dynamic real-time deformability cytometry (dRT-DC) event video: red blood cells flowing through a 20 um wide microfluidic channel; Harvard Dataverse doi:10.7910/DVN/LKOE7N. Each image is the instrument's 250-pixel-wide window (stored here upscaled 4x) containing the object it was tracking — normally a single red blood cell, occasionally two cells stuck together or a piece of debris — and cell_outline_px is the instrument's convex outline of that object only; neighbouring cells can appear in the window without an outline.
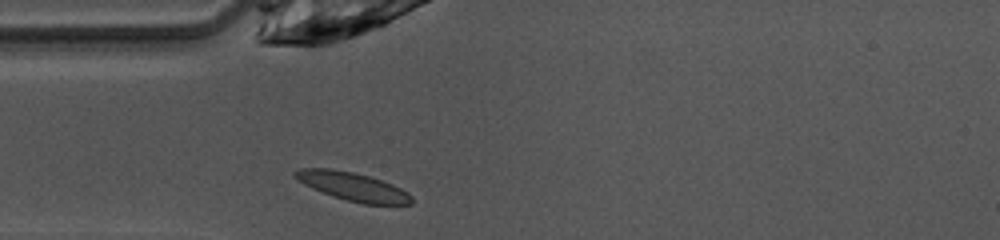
{"species": "common noctule bat (a hibernating species)", "species_latin": "Nyctalus noctula", "temperature_condition": "warm", "stored_images_in_passage": 36, "camera_frame_rate_fps": 3000, "um_per_image_px": 0.085, "animal": {"sex": "female", "body_mass_g": 10.0, "forearm_length_mm": 53.1}, "frame": {"image": 1, "passage_image": 1, "time_ms": 0.0, "image_size_px": [1000, 240], "cell_outline_px": [[412, 204], [364, 204], [332, 196], [312, 188], [304, 184], [292, 176], [292, 172], [300, 168], [328, 168], [352, 172], [368, 176], [392, 184], [408, 192], [412, 196]], "centroid_in_image_um": [29.96, 15.85], "position_along_channel_um": 55.0, "area_um2": 19.13}}
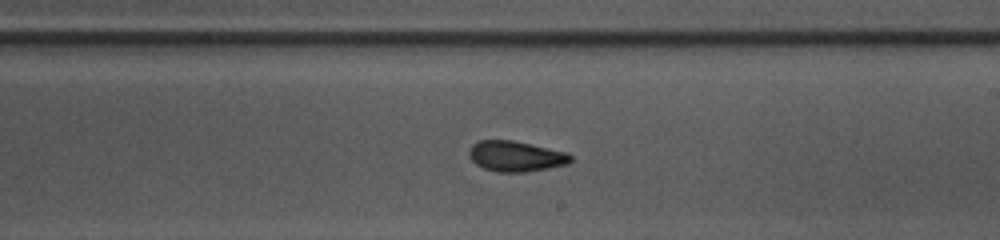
{"frame": {"image": 2, "passage_image": 15, "time_ms": 4.667, "image_size_px": [1000, 240], "cell_outline_px": [[572, 160], [568, 164], [548, 168], [524, 172], [500, 172], [484, 168], [476, 164], [468, 156], [468, 152], [472, 144], [480, 140], [512, 140], [568, 152], [572, 156]], "centroid_in_image_um": [43.85, 13.27], "position_along_channel_um": 245.2, "area_um2": 18.09}}
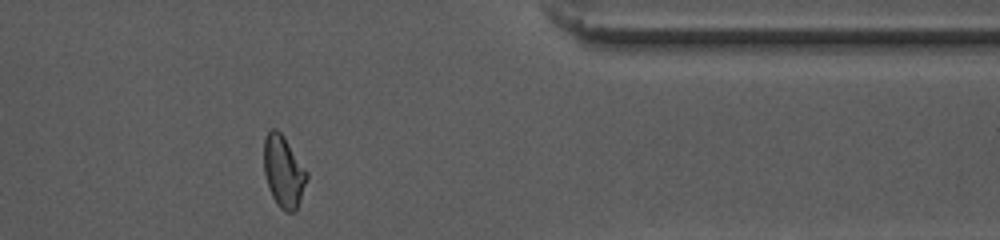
{"frame": {"image": 3, "passage_image": 27, "time_ms": 8.667, "image_size_px": [1000, 240], "cell_outline_px": [[308, 176], [300, 200], [296, 208], [292, 212], [284, 212], [276, 204], [272, 196], [264, 172], [264, 136], [272, 128], [276, 128], [284, 136], [308, 172]], "centroid_in_image_um": [24.09, 14.56], "position_along_channel_um": 387.3, "area_um2": 17.86}, "authors_computed_cell_mechanics": {"area_um2": 18.0914, "velocity_mm_per_s": 4.0938, "shape_relaxation_time_tau1_ms": 4.9057, "shape_relaxation_time_tau2_ms": 1.6725, "deformation_change_tau1": 0.1459, "deformation_change_tau2": 0.0843}}